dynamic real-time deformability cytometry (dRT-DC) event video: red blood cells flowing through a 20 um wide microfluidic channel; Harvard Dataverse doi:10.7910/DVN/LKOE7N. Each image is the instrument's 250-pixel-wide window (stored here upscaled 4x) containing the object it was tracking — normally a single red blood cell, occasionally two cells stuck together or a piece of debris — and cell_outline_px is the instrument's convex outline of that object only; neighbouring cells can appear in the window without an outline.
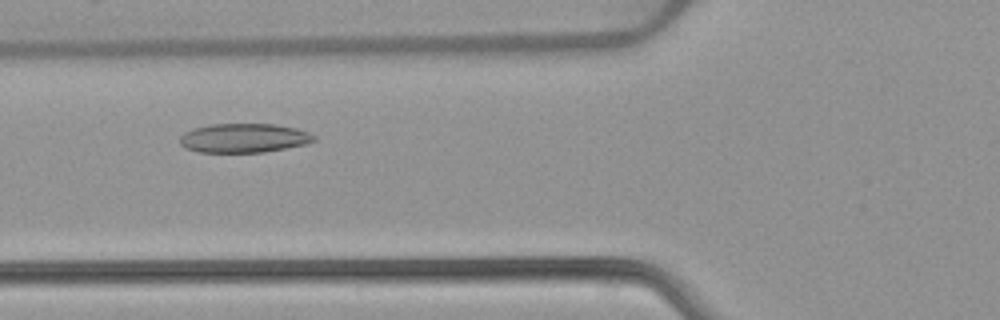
{"species": "common noctule bat (a hibernating species)", "species_latin": "Nyctalus noctula", "temperature_condition": "warm", "stored_images_in_passage": 47, "camera_frame_rate_fps": 3000, "um_per_image_px": 0.085, "animal": {"sex": "female", "body_mass_g": 22.7, "forearm_length_mm": 54.2}, "frame": {"image": 1, "passage_image": 15, "time_ms": 4.667, "image_size_px": [1000, 320], "cell_outline_px": [[316, 140], [304, 144], [264, 152], [200, 152], [184, 148], [180, 144], [180, 136], [184, 132], [196, 128], [212, 124], [276, 124], [296, 128], [308, 132], [316, 136]], "centroid_in_image_um": [20.72, 11.73], "position_along_channel_um": 105.1, "area_um2": 22.66}}
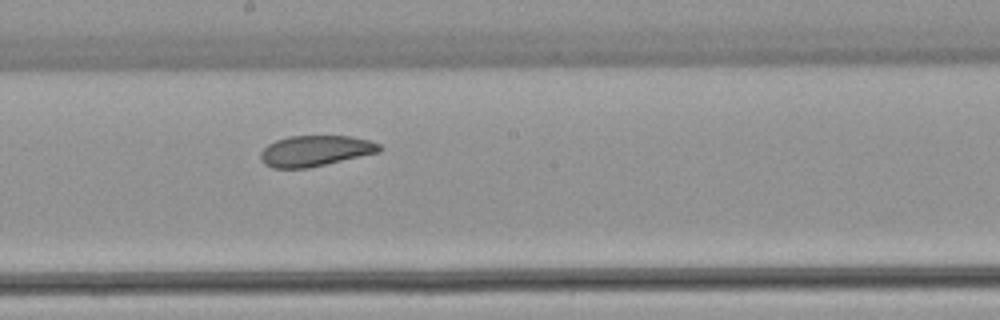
{"frame": {"image": 2, "passage_image": 24, "time_ms": 7.667, "image_size_px": [1000, 320], "cell_outline_px": [[384, 148], [380, 152], [308, 168], [272, 168], [264, 164], [260, 160], [260, 152], [268, 144], [276, 140], [288, 136], [352, 136], [368, 140], [380, 144]], "centroid_in_image_um": [26.8, 12.82], "position_along_channel_um": 221.4, "area_um2": 21.44}}
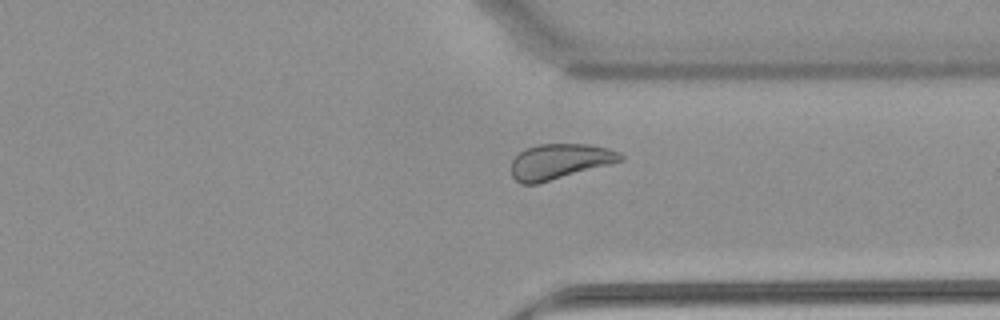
{"frame": {"image": 3, "passage_image": 35, "time_ms": 11.333, "image_size_px": [1000, 320], "cell_outline_px": [[624, 160], [536, 184], [520, 184], [512, 176], [512, 160], [524, 148], [540, 144], [588, 144], [608, 148], [620, 152], [624, 156]], "centroid_in_image_um": [47.57, 13.71], "position_along_channel_um": 363.8, "area_um2": 22.31}, "authors_computed_cell_mechanics": {"area_um2": 23.5246, "velocity_mm_per_s": 3.8801, "shape_relaxation_time_tau1_ms": 4.7139, "shape_relaxation_time_tau2_ms": 2.8138, "deformation_change_tau1": 0.1118, "deformation_change_tau2": 0.0888}}